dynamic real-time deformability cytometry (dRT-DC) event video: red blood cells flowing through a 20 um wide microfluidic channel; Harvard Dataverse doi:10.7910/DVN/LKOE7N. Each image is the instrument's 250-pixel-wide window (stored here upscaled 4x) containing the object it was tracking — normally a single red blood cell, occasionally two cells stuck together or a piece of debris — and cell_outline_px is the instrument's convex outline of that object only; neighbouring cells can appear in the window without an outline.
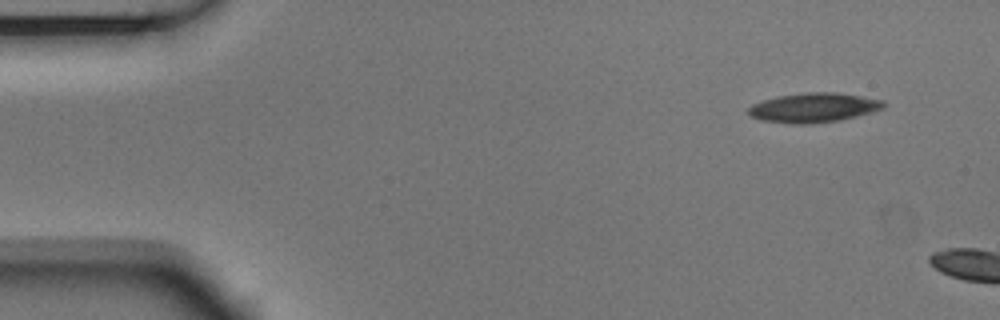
{"species": "Egyptian fruit bat (a non-hibernating species)", "species_latin": "Rousettus aegyptiacus", "temperature_condition": "room temperature", "stored_images_in_passage": 2, "camera_frame_rate_fps": 3000, "um_per_image_px": 0.085, "animal": {"sex": "male"}, "frame": {"image": 1, "passage_image": 1, "time_ms": 0.0, "image_size_px": [1000, 320], "cell_outline_px": [[888, 104], [884, 108], [872, 112], [856, 116], [836, 120], [808, 124], [792, 124], [764, 120], [752, 116], [748, 112], [748, 108], [752, 104], [764, 100], [780, 96], [808, 92], [836, 92], [884, 100]], "centroid_in_image_um": [69.21, 9.14], "position_along_channel_um": 15.8, "area_um2": 22.95}}